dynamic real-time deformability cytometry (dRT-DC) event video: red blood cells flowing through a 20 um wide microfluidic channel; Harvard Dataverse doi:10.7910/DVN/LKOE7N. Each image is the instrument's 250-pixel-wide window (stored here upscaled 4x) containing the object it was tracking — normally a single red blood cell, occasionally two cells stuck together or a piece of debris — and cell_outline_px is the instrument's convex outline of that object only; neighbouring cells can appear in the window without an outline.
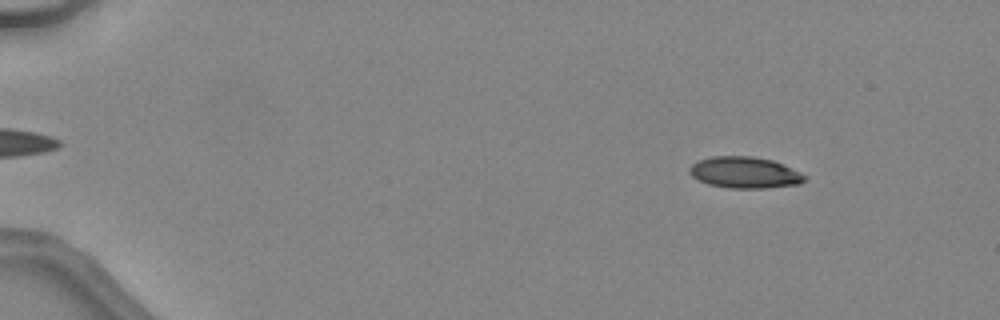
{"species": "common noctule bat (a hibernating species)", "species_latin": "Nyctalus noctula", "temperature_condition": "warm", "stored_images_in_passage": 45, "camera_frame_rate_fps": 3000, "um_per_image_px": 0.085, "animal": {"sex": "female", "body_mass_g": 24.6, "forearm_length_mm": 56.2}, "frame": {"image": 1, "passage_image": 5, "time_ms": 1.333, "image_size_px": [1000, 320], "cell_outline_px": [[808, 176], [800, 184], [764, 188], [728, 188], [708, 184], [692, 176], [688, 172], [688, 168], [692, 164], [700, 160], [712, 156], [752, 156], [772, 160], [800, 172]], "centroid_in_image_um": [63.29, 14.66], "position_along_channel_um": 21.7, "area_um2": 20.98}}
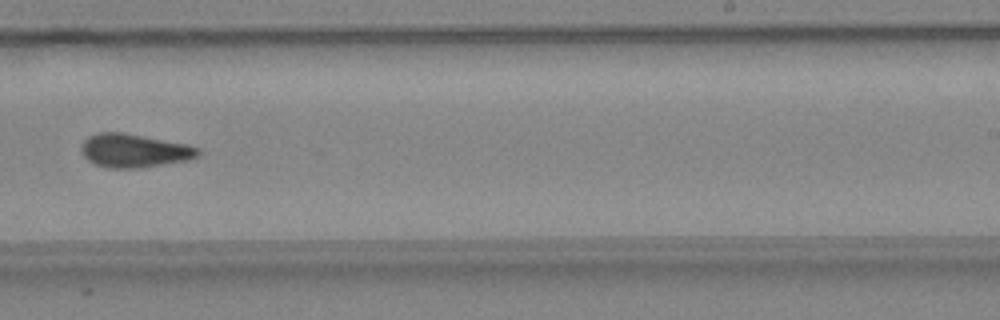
{"frame": {"image": 2, "passage_image": 30, "time_ms": 9.667, "image_size_px": [1000, 320], "cell_outline_px": [[200, 156], [188, 160], [140, 168], [108, 168], [96, 164], [88, 160], [84, 156], [80, 148], [80, 144], [88, 136], [96, 132], [120, 132], [188, 144], [200, 148]], "centroid_in_image_um": [11.4, 12.8], "position_along_channel_um": 277.6, "area_um2": 22.95}}
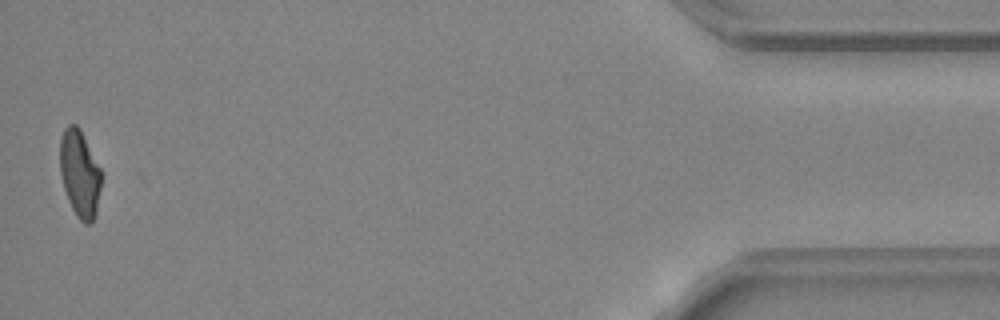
{"frame": {"image": 3, "passage_image": 45, "time_ms": 14.667, "image_size_px": [1000, 320], "cell_outline_px": [[100, 188], [96, 212], [92, 224], [84, 224], [76, 216], [68, 200], [64, 188], [60, 172], [60, 140], [64, 128], [68, 124], [76, 124], [80, 128], [100, 168]], "centroid_in_image_um": [6.76, 14.76], "position_along_channel_um": 428.4, "area_um2": 20.87}, "authors_computed_cell_mechanics": {"area_um2": 21.964, "velocity_mm_per_s": 4.5798, "shape_relaxation_time_tau1_ms": null, "shape_relaxation_time_tau2_ms": 1.7932, "deformation_change_tau1": null, "deformation_change_tau2": 0.0752}}